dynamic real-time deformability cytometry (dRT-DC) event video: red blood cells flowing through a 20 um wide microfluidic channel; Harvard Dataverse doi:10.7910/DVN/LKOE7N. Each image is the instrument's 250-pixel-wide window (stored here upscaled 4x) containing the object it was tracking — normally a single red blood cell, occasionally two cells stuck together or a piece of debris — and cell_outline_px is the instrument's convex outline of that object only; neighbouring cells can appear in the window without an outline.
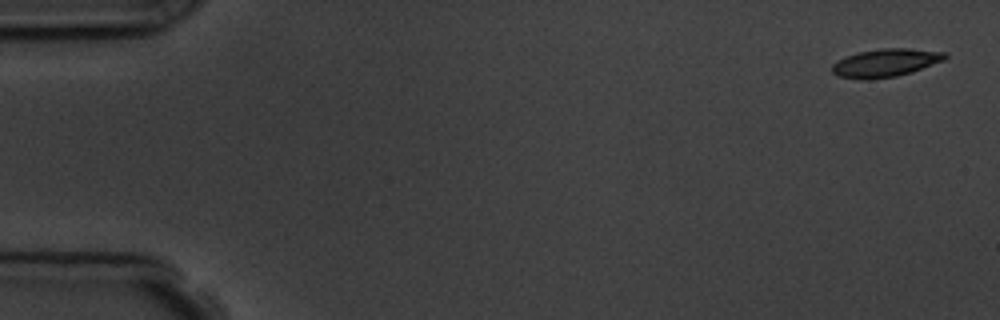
{"species": "common noctule bat (a hibernating species)", "species_latin": "Nyctalus noctula", "temperature_condition": "room temperature", "stored_images_in_passage": 5, "camera_frame_rate_fps": 3000, "um_per_image_px": 0.085, "animal": {"sex": "male", "body_mass_g": 19.5, "forearm_length_mm": 54.6}, "frame": {"image": 1, "passage_image": 1, "time_ms": 0.0, "image_size_px": [1000, 320], "cell_outline_px": [[948, 56], [944, 60], [912, 72], [896, 76], [840, 76], [832, 72], [832, 64], [836, 60], [860, 52], [880, 48], [908, 48], [944, 52]], "centroid_in_image_um": [75.34, 5.28], "position_along_channel_um": 9.7, "area_um2": 17.51}}
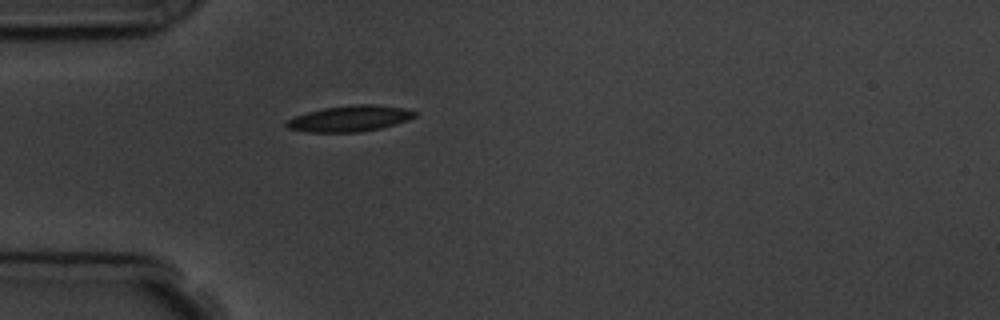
{"frame": {"image": 2, "passage_image": 5, "time_ms": 4.667, "image_size_px": [1000, 320], "cell_outline_px": [[416, 116], [408, 120], [396, 124], [380, 128], [360, 132], [308, 132], [288, 128], [284, 124], [288, 120], [296, 116], [308, 112], [324, 108], [356, 104], [372, 104], [404, 108], [416, 112]], "centroid_in_image_um": [29.75, 10.08], "position_along_channel_um": 55.3, "area_um2": 19.25}}